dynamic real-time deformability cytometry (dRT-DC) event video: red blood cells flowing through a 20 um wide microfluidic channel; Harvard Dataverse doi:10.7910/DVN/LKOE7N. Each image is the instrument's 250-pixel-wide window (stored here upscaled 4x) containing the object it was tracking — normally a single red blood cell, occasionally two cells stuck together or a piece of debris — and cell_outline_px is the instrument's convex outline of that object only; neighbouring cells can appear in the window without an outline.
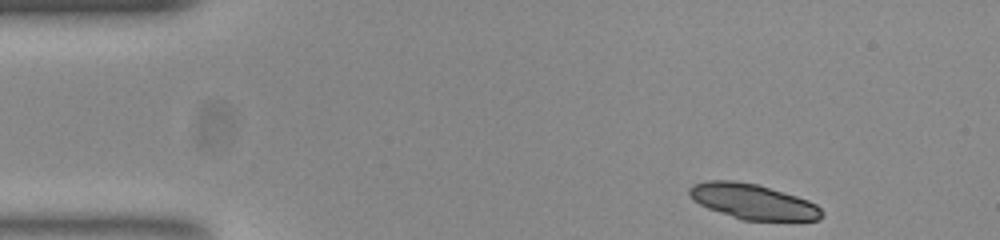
{"species": "common noctule bat (a hibernating species)", "species_latin": "Nyctalus noctula", "temperature_condition": "room temperature", "stored_images_in_passage": 47, "segment_of_instrument_passage": [1, 2], "camera_frame_rate_fps": 3000, "um_per_image_px": 0.085, "animal": {"sex": "female", "body_mass_g": 23.0, "forearm_length_mm": 53.4}, "frame": {"image": 1, "passage_image": 1, "time_ms": 0.0, "image_size_px": [1000, 240], "cell_outline_px": [[824, 216], [820, 220], [744, 220], [708, 208], [692, 200], [688, 196], [688, 188], [692, 184], [704, 180], [732, 180], [756, 184], [796, 196], [808, 200], [816, 204], [824, 212]], "centroid_in_image_um": [63.97, 17.12], "position_along_channel_um": 21.0, "area_um2": 27.17}}